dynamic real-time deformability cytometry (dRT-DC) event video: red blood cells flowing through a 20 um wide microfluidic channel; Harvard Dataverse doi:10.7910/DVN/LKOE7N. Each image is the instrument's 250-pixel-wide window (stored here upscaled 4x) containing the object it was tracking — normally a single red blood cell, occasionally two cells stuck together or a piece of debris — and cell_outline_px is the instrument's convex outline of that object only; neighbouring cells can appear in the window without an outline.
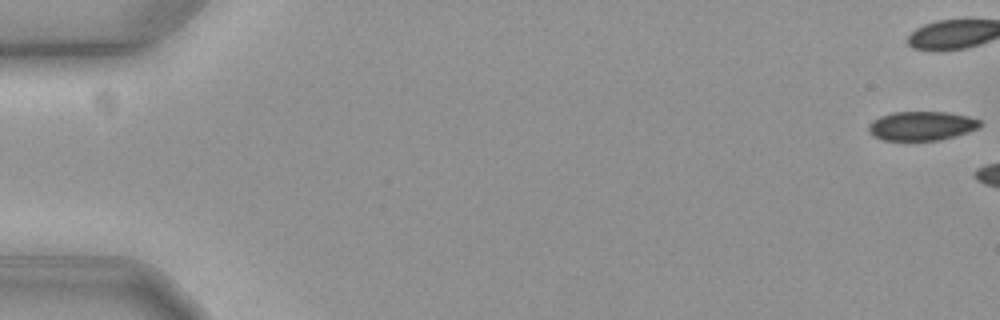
{"species": "common noctule bat (a hibernating species)", "species_latin": "Nyctalus noctula", "temperature_condition": "cold", "stored_images_in_passage": 8, "camera_frame_rate_fps": 3000, "um_per_image_px": 0.085, "animal": {"sex": "female", "body_mass_g": 19.3, "forearm_length_mm": 54.1}, "frame": {"image": 1, "passage_image": 1, "time_ms": 0.0, "image_size_px": [1000, 320], "cell_outline_px": [[984, 124], [980, 128], [956, 136], [940, 140], [880, 140], [872, 136], [868, 132], [868, 124], [872, 120], [880, 116], [892, 112], [948, 112], [968, 116], [980, 120]], "centroid_in_image_um": [78.34, 10.7], "position_along_channel_um": 6.7, "area_um2": 19.25}}